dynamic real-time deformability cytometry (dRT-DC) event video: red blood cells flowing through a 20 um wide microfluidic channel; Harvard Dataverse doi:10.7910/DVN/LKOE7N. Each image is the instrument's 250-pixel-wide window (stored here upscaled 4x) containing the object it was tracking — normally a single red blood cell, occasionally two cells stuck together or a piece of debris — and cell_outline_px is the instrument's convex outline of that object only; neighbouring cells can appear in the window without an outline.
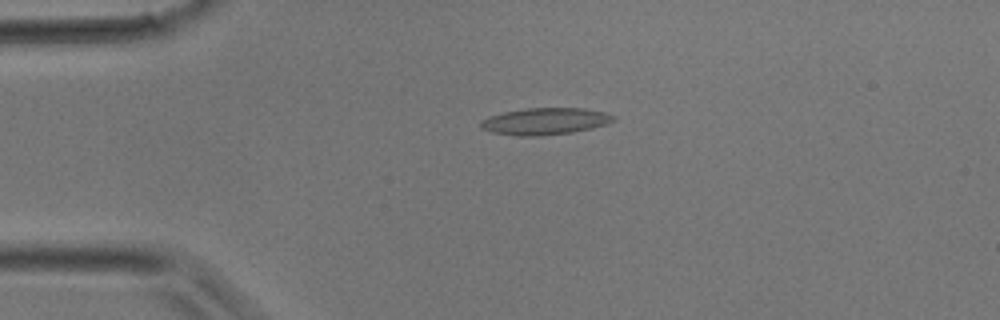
{"species": "common noctule bat (a hibernating species)", "species_latin": "Nyctalus noctula", "temperature_condition": "room temperature", "stored_images_in_passage": 37, "camera_frame_rate_fps": 3000, "um_per_image_px": 0.085, "animal": {"sex": "male", "body_mass_g": 17.9}, "frame": {"image": 1, "passage_image": 8, "time_ms": 2.333, "image_size_px": [1000, 320], "cell_outline_px": [[616, 120], [608, 124], [592, 128], [572, 132], [540, 136], [516, 136], [492, 132], [480, 128], [480, 120], [488, 116], [504, 112], [524, 108], [584, 108], [604, 112], [616, 116]], "centroid_in_image_um": [46.33, 10.31], "position_along_channel_um": 38.7, "area_um2": 20.98}}
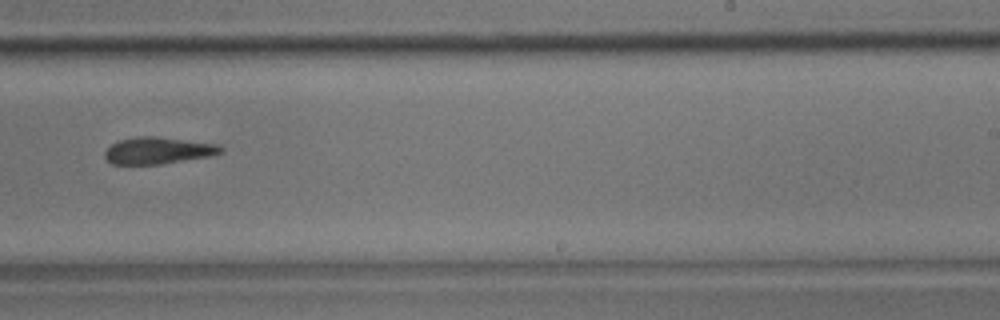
{"frame": {"image": 2, "passage_image": 23, "time_ms": 7.333, "image_size_px": [1000, 320], "cell_outline_px": [[224, 152], [212, 156], [160, 164], [112, 164], [104, 156], [104, 152], [112, 144], [120, 140], [140, 136], [152, 136], [220, 144], [224, 148]], "centroid_in_image_um": [13.49, 12.8], "position_along_channel_um": 275.5, "area_um2": 18.09}}
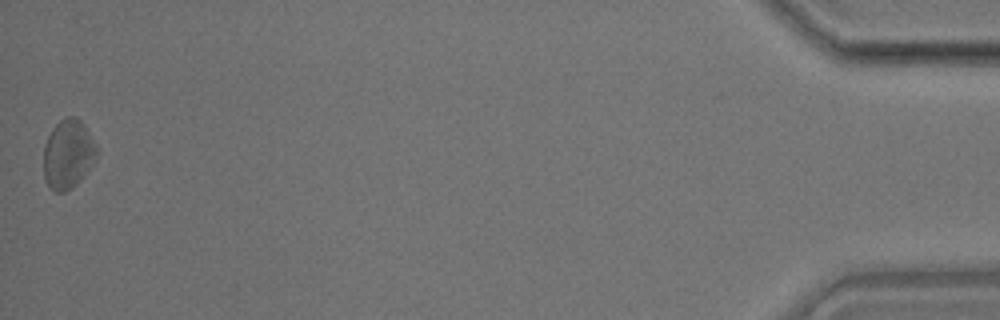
{"frame": {"image": 3, "passage_image": 37, "time_ms": 12.0, "image_size_px": [1000, 320], "cell_outline_px": [[96, 152], [92, 164], [72, 188], [64, 192], [56, 192], [48, 188], [44, 180], [44, 144], [52, 128], [60, 120], [68, 116], [76, 116], [84, 124], [96, 144]], "centroid_in_image_um": [5.75, 13.09], "position_along_channel_um": 429.5, "area_um2": 21.27}}